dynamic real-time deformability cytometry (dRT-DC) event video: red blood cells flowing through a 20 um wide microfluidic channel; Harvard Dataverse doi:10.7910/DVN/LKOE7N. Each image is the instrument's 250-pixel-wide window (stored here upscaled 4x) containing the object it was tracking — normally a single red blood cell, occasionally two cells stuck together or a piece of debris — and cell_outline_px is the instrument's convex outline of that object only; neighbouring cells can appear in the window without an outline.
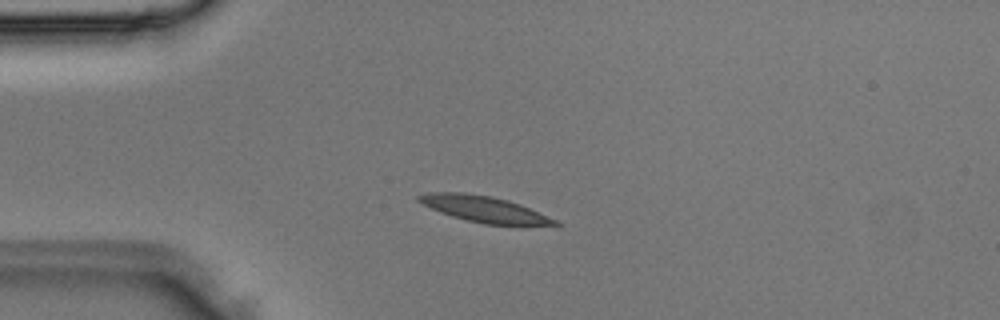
{"species": "Egyptian fruit bat (a non-hibernating species)", "species_latin": "Rousettus aegyptiacus", "temperature_condition": "room temperature", "stored_images_in_passage": 2, "camera_frame_rate_fps": 3000, "um_per_image_px": 0.085, "animal": {"sex": "male"}, "frame": {"image": 1, "passage_image": 1, "time_ms": 0.0, "image_size_px": [1000, 320], "cell_outline_px": [[560, 224], [484, 224], [452, 216], [440, 212], [416, 200], [416, 196], [428, 192], [464, 192], [492, 196], [508, 200], [520, 204], [560, 220]], "centroid_in_image_um": [41.14, 17.75], "position_along_channel_um": 43.9, "area_um2": 20.46}}